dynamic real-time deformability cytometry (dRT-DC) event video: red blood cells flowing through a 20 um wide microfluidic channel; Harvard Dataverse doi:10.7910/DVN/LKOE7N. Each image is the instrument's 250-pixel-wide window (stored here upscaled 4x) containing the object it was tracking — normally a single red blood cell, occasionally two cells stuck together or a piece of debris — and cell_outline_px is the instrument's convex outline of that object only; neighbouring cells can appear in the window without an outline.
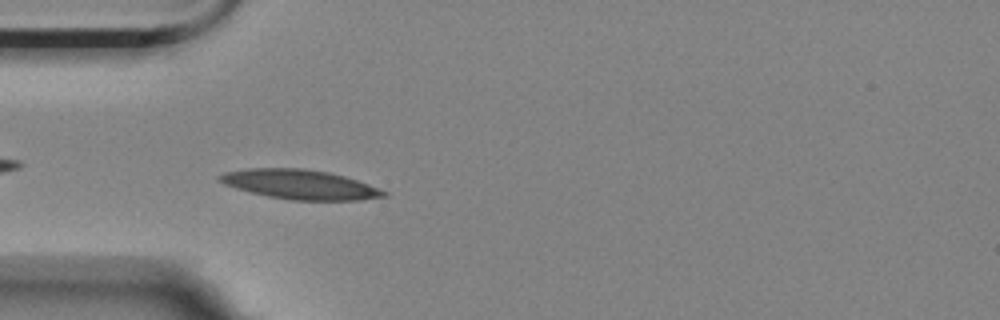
{"species": "Egyptian fruit bat (a non-hibernating species)", "species_latin": "Rousettus aegyptiacus", "temperature_condition": "room temperature", "stored_images_in_passage": 43, "camera_frame_rate_fps": 3000, "um_per_image_px": 0.085, "animal": {"sex": "female"}, "frame": {"image": 1, "passage_image": 3, "time_ms": 0.667, "image_size_px": [1000, 320], "cell_outline_px": [[388, 196], [360, 200], [292, 200], [268, 196], [236, 188], [224, 184], [216, 180], [216, 176], [224, 172], [248, 168], [304, 168], [328, 172], [344, 176], [368, 184], [388, 192]], "centroid_in_image_um": [25.47, 15.67], "position_along_channel_um": 59.5, "area_um2": 28.21}}
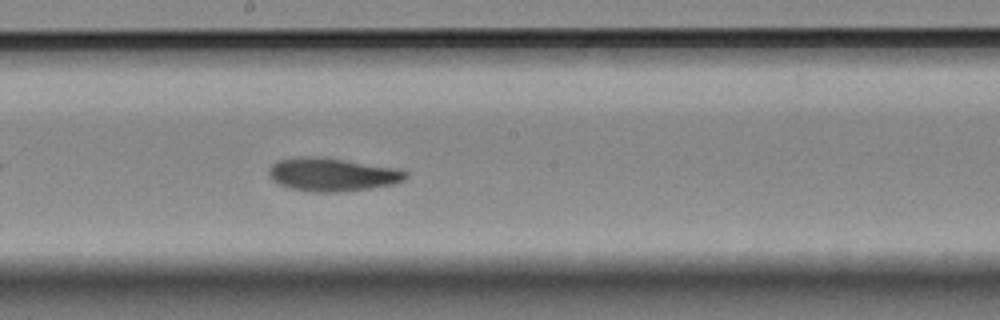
{"frame": {"image": 2, "passage_image": 17, "time_ms": 5.333, "image_size_px": [1000, 320], "cell_outline_px": [[408, 176], [404, 180], [392, 184], [368, 188], [336, 192], [308, 192], [288, 188], [272, 180], [268, 176], [268, 168], [272, 164], [280, 160], [300, 156], [312, 156], [400, 168], [408, 172]], "centroid_in_image_um": [28.21, 14.84], "position_along_channel_um": 220.0, "area_um2": 26.47}}
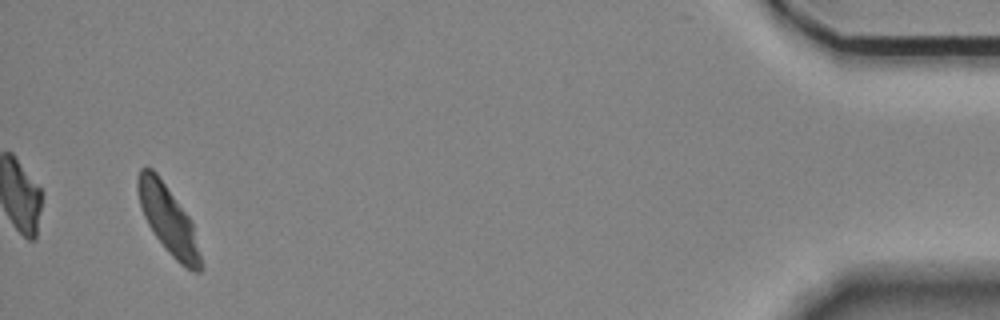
{"frame": {"image": 3, "passage_image": 41, "time_ms": 13.333, "image_size_px": [1000, 320], "cell_outline_px": [[204, 268], [200, 272], [192, 272], [180, 264], [164, 248], [148, 224], [140, 208], [136, 188], [136, 180], [140, 168], [144, 164], [152, 168], [156, 172], [188, 216], [192, 224]], "centroid_in_image_um": [14.27, 18.67], "position_along_channel_um": 420.9, "area_um2": 24.97}, "authors_computed_cell_mechanics": {"area_um2": 26.01, "velocity_mm_per_s": 3.4784, "shape_relaxation_time_tau1_ms": 5.6283, "shape_relaxation_time_tau2_ms": 2.7723, "deformation_change_tau1": 0.1545, "deformation_change_tau2": 0.0766}}